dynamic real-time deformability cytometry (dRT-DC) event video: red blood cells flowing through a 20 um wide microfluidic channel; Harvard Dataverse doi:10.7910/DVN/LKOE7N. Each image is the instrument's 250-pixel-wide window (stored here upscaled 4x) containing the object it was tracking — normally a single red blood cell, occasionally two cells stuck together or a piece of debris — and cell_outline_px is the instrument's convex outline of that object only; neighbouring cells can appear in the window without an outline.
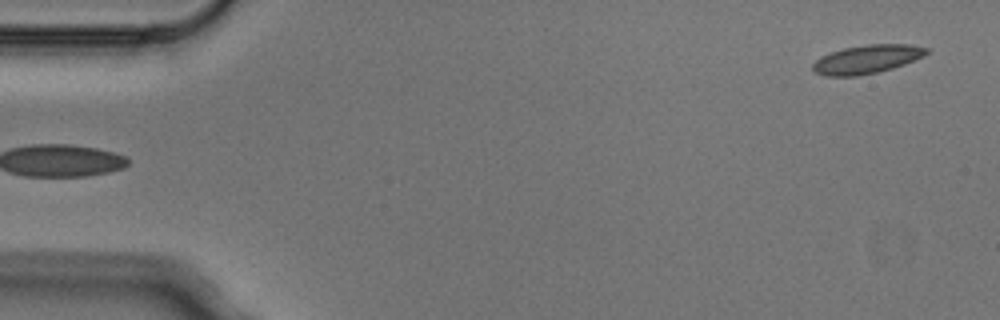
{"species": "Egyptian fruit bat (a non-hibernating species)", "species_latin": "Rousettus aegyptiacus", "temperature_condition": "cold", "stored_images_in_passage": 4, "segment_of_instrument_passage": [2, 2], "camera_frame_rate_fps": 3000, "um_per_image_px": 0.085, "animal": {"sex": "male"}, "frame": {"image": 1, "passage_image": 4, "time_ms": 1.0, "image_size_px": [1000, 320], "cell_outline_px": [[928, 52], [924, 56], [904, 64], [892, 68], [876, 72], [856, 76], [828, 76], [816, 72], [812, 68], [812, 64], [820, 56], [844, 48], [868, 44], [908, 44], [928, 48]], "centroid_in_image_um": [73.68, 5.03], "position_along_channel_um": 11.3, "area_um2": 18.73}}